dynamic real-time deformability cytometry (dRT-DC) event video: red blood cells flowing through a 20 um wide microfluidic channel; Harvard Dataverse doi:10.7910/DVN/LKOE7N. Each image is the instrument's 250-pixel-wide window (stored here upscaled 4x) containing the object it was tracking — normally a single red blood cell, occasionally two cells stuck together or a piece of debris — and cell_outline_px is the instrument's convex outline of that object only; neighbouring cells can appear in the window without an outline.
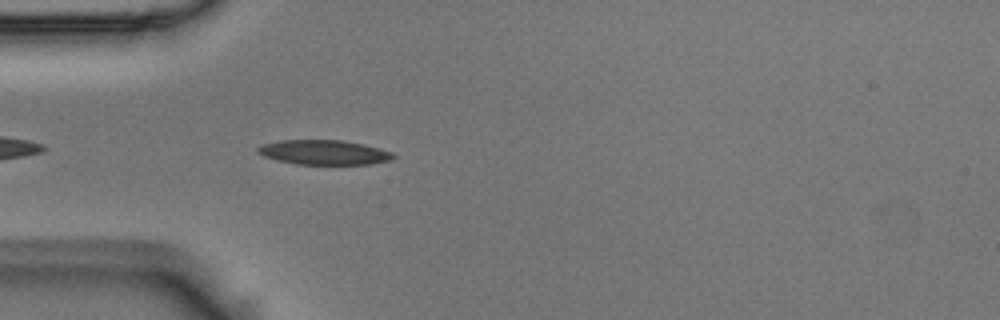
{"species": "Egyptian fruit bat (a non-hibernating species)", "species_latin": "Rousettus aegyptiacus", "temperature_condition": "room temperature", "stored_images_in_passage": 17, "camera_frame_rate_fps": 3000, "um_per_image_px": 0.085, "animal": {"sex": "male"}, "frame": {"image": 1, "passage_image": 3, "time_ms": 0.667, "image_size_px": [1000, 320], "cell_outline_px": [[396, 156], [392, 160], [368, 164], [296, 164], [276, 160], [264, 156], [256, 152], [256, 148], [260, 144], [280, 140], [340, 140], [364, 144], [392, 152]], "centroid_in_image_um": [27.5, 12.95], "position_along_channel_um": 57.5, "area_um2": 19.54}}
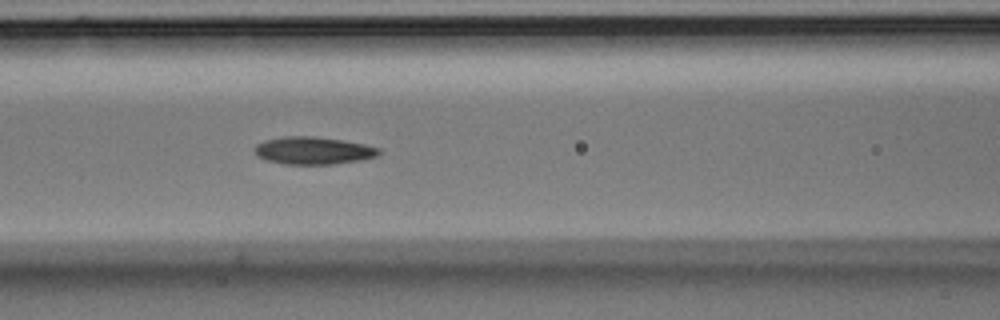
{"frame": {"image": 2, "passage_image": 10, "time_ms": 3.0, "image_size_px": [1000, 320], "cell_outline_px": [[380, 152], [376, 156], [364, 160], [332, 164], [284, 164], [268, 160], [256, 156], [256, 144], [264, 140], [284, 136], [312, 136], [344, 140], [364, 144], [380, 148]], "centroid_in_image_um": [26.65, 12.79], "position_along_channel_um": 140.0, "area_um2": 19.94}}
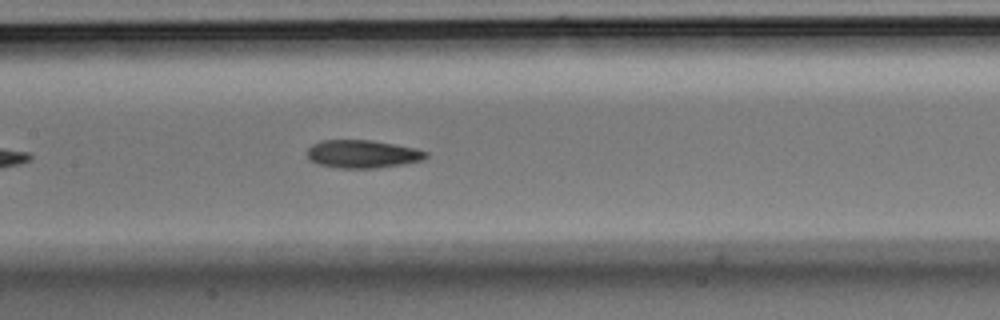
{"frame": {"image": 3, "passage_image": 13, "time_ms": 4.0, "image_size_px": [1000, 320], "cell_outline_px": [[428, 156], [424, 160], [404, 164], [376, 168], [340, 168], [316, 164], [308, 160], [308, 148], [312, 144], [320, 140], [372, 140], [416, 148], [428, 152]], "centroid_in_image_um": [30.82, 13.09], "position_along_channel_um": 176.6, "area_um2": 19.59}}